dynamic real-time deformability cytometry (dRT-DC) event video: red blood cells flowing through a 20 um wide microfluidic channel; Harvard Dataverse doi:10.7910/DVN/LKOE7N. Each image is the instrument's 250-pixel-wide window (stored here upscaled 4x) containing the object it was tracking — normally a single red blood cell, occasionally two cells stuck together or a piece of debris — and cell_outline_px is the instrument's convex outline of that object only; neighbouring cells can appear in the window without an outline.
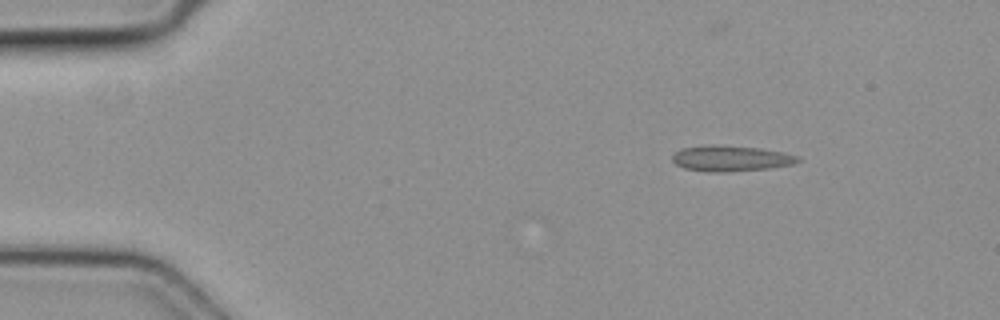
{"species": "common noctule bat (a hibernating species)", "species_latin": "Nyctalus noctula", "temperature_condition": "cold", "stored_images_in_passage": 4, "camera_frame_rate_fps": 3000, "um_per_image_px": 0.085, "animal": {"sex": "female", "body_mass_g": 19.3, "forearm_length_mm": 54.1}, "frame": {"image": 1, "passage_image": 1, "time_ms": 0.0, "image_size_px": [1000, 320], "cell_outline_px": [[800, 160], [792, 164], [768, 168], [728, 172], [708, 172], [684, 168], [676, 164], [672, 160], [672, 156], [680, 148], [712, 144], [760, 148], [780, 152], [796, 156]], "centroid_in_image_um": [62.05, 13.46], "position_along_channel_um": 23.0, "area_um2": 18.67}}